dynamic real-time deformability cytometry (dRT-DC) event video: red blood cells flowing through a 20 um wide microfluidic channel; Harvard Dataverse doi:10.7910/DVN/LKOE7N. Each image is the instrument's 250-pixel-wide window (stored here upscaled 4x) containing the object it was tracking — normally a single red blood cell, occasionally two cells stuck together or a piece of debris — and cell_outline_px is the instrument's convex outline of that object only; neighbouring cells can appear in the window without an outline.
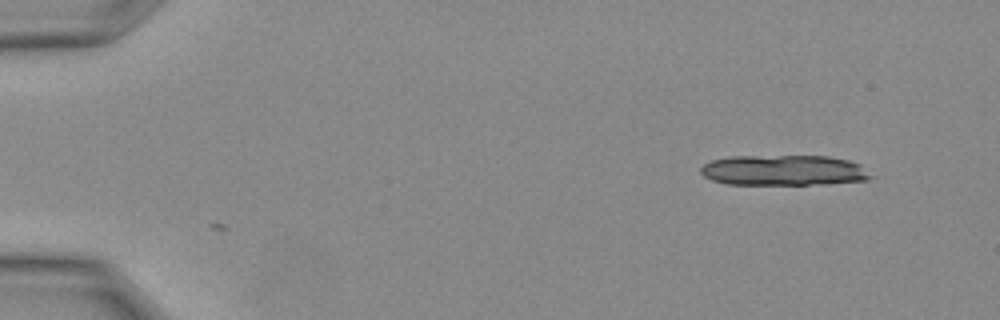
{"species": "Egyptian fruit bat (a non-hibernating species)", "species_latin": "Rousettus aegyptiacus", "temperature_condition": "warm", "stored_images_in_passage": 2, "camera_frame_rate_fps": 3000, "um_per_image_px": 0.085, "animal": {"sex": "female"}, "frame": {"image": 1, "passage_image": 2, "time_ms": 0.333, "image_size_px": [1000, 320], "cell_outline_px": [[876, 176], [868, 180], [828, 184], [728, 184], [712, 180], [704, 176], [700, 172], [700, 168], [704, 164], [712, 160], [732, 156], [828, 156], [848, 160], [860, 164]], "centroid_in_image_um": [66.68, 14.48], "position_along_channel_um": 18.3, "area_um2": 30.46}}